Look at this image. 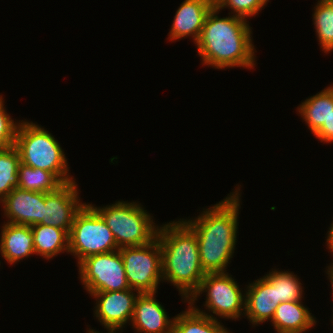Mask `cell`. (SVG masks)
I'll return each instance as SVG.
<instances>
[{"label":"cell","instance_id":"cell-1","mask_svg":"<svg viewBox=\"0 0 333 333\" xmlns=\"http://www.w3.org/2000/svg\"><path fill=\"white\" fill-rule=\"evenodd\" d=\"M239 192L206 209L195 220H183L196 234L204 272L224 273L232 258L238 230Z\"/></svg>","mask_w":333,"mask_h":333},{"label":"cell","instance_id":"cell-2","mask_svg":"<svg viewBox=\"0 0 333 333\" xmlns=\"http://www.w3.org/2000/svg\"><path fill=\"white\" fill-rule=\"evenodd\" d=\"M219 11L216 6L211 9L195 43L203 65L217 69L235 66L251 69L255 65V49L249 24L234 15L220 18Z\"/></svg>","mask_w":333,"mask_h":333},{"label":"cell","instance_id":"cell-3","mask_svg":"<svg viewBox=\"0 0 333 333\" xmlns=\"http://www.w3.org/2000/svg\"><path fill=\"white\" fill-rule=\"evenodd\" d=\"M157 237L162 253L163 280L176 286L188 301L206 274L200 262L196 234L180 219L161 226Z\"/></svg>","mask_w":333,"mask_h":333},{"label":"cell","instance_id":"cell-4","mask_svg":"<svg viewBox=\"0 0 333 333\" xmlns=\"http://www.w3.org/2000/svg\"><path fill=\"white\" fill-rule=\"evenodd\" d=\"M15 146L22 164L52 172L63 184L74 181L60 144L47 130L33 122L19 123Z\"/></svg>","mask_w":333,"mask_h":333},{"label":"cell","instance_id":"cell-5","mask_svg":"<svg viewBox=\"0 0 333 333\" xmlns=\"http://www.w3.org/2000/svg\"><path fill=\"white\" fill-rule=\"evenodd\" d=\"M89 205L112 231L118 248L143 246L157 238L159 226L154 225L151 215L136 202L118 201L103 208Z\"/></svg>","mask_w":333,"mask_h":333},{"label":"cell","instance_id":"cell-6","mask_svg":"<svg viewBox=\"0 0 333 333\" xmlns=\"http://www.w3.org/2000/svg\"><path fill=\"white\" fill-rule=\"evenodd\" d=\"M119 250L112 231L103 218L85 204L75 215L69 233V252L77 257L78 264L88 256Z\"/></svg>","mask_w":333,"mask_h":333},{"label":"cell","instance_id":"cell-7","mask_svg":"<svg viewBox=\"0 0 333 333\" xmlns=\"http://www.w3.org/2000/svg\"><path fill=\"white\" fill-rule=\"evenodd\" d=\"M126 278L137 293H156L163 280L162 253L158 237L143 246L119 248Z\"/></svg>","mask_w":333,"mask_h":333},{"label":"cell","instance_id":"cell-8","mask_svg":"<svg viewBox=\"0 0 333 333\" xmlns=\"http://www.w3.org/2000/svg\"><path fill=\"white\" fill-rule=\"evenodd\" d=\"M78 265L82 284L89 294L131 289L119 250L88 256Z\"/></svg>","mask_w":333,"mask_h":333},{"label":"cell","instance_id":"cell-9","mask_svg":"<svg viewBox=\"0 0 333 333\" xmlns=\"http://www.w3.org/2000/svg\"><path fill=\"white\" fill-rule=\"evenodd\" d=\"M207 292L206 308L213 314L227 319H238L245 311L246 295L228 273H207L196 293L188 300L194 305L200 293Z\"/></svg>","mask_w":333,"mask_h":333},{"label":"cell","instance_id":"cell-10","mask_svg":"<svg viewBox=\"0 0 333 333\" xmlns=\"http://www.w3.org/2000/svg\"><path fill=\"white\" fill-rule=\"evenodd\" d=\"M76 187L75 181H71L44 195L41 224L58 227L70 233L75 215L85 205L80 202Z\"/></svg>","mask_w":333,"mask_h":333},{"label":"cell","instance_id":"cell-11","mask_svg":"<svg viewBox=\"0 0 333 333\" xmlns=\"http://www.w3.org/2000/svg\"><path fill=\"white\" fill-rule=\"evenodd\" d=\"M133 289L113 292H95V316L106 329H121L131 321L137 296Z\"/></svg>","mask_w":333,"mask_h":333},{"label":"cell","instance_id":"cell-12","mask_svg":"<svg viewBox=\"0 0 333 333\" xmlns=\"http://www.w3.org/2000/svg\"><path fill=\"white\" fill-rule=\"evenodd\" d=\"M46 193L14 188L1 202L7 223L32 226L43 220Z\"/></svg>","mask_w":333,"mask_h":333},{"label":"cell","instance_id":"cell-13","mask_svg":"<svg viewBox=\"0 0 333 333\" xmlns=\"http://www.w3.org/2000/svg\"><path fill=\"white\" fill-rule=\"evenodd\" d=\"M215 6V0H184L175 13L169 32L171 41L192 36L197 42L206 17Z\"/></svg>","mask_w":333,"mask_h":333},{"label":"cell","instance_id":"cell-14","mask_svg":"<svg viewBox=\"0 0 333 333\" xmlns=\"http://www.w3.org/2000/svg\"><path fill=\"white\" fill-rule=\"evenodd\" d=\"M154 295L155 293H137L132 326L139 333H171L174 320L169 319Z\"/></svg>","mask_w":333,"mask_h":333},{"label":"cell","instance_id":"cell-15","mask_svg":"<svg viewBox=\"0 0 333 333\" xmlns=\"http://www.w3.org/2000/svg\"><path fill=\"white\" fill-rule=\"evenodd\" d=\"M247 288L243 315H246L253 325L272 320L277 308L276 288L264 277L249 284Z\"/></svg>","mask_w":333,"mask_h":333},{"label":"cell","instance_id":"cell-16","mask_svg":"<svg viewBox=\"0 0 333 333\" xmlns=\"http://www.w3.org/2000/svg\"><path fill=\"white\" fill-rule=\"evenodd\" d=\"M1 230L0 252L8 263L13 264L35 254L31 226L6 222Z\"/></svg>","mask_w":333,"mask_h":333},{"label":"cell","instance_id":"cell-17","mask_svg":"<svg viewBox=\"0 0 333 333\" xmlns=\"http://www.w3.org/2000/svg\"><path fill=\"white\" fill-rule=\"evenodd\" d=\"M270 322L277 333H304L316 324L315 318L301 301L280 303Z\"/></svg>","mask_w":333,"mask_h":333},{"label":"cell","instance_id":"cell-18","mask_svg":"<svg viewBox=\"0 0 333 333\" xmlns=\"http://www.w3.org/2000/svg\"><path fill=\"white\" fill-rule=\"evenodd\" d=\"M35 254L51 259L62 251L69 253V234L58 227L41 223L31 226Z\"/></svg>","mask_w":333,"mask_h":333},{"label":"cell","instance_id":"cell-19","mask_svg":"<svg viewBox=\"0 0 333 333\" xmlns=\"http://www.w3.org/2000/svg\"><path fill=\"white\" fill-rule=\"evenodd\" d=\"M173 318L171 333H229L213 315H207L193 305Z\"/></svg>","mask_w":333,"mask_h":333},{"label":"cell","instance_id":"cell-20","mask_svg":"<svg viewBox=\"0 0 333 333\" xmlns=\"http://www.w3.org/2000/svg\"><path fill=\"white\" fill-rule=\"evenodd\" d=\"M298 112L315 134L327 122L333 111V86L307 98L298 106Z\"/></svg>","mask_w":333,"mask_h":333},{"label":"cell","instance_id":"cell-21","mask_svg":"<svg viewBox=\"0 0 333 333\" xmlns=\"http://www.w3.org/2000/svg\"><path fill=\"white\" fill-rule=\"evenodd\" d=\"M63 183L52 173L40 168H32L22 163L18 167V188L22 190L49 193Z\"/></svg>","mask_w":333,"mask_h":333},{"label":"cell","instance_id":"cell-22","mask_svg":"<svg viewBox=\"0 0 333 333\" xmlns=\"http://www.w3.org/2000/svg\"><path fill=\"white\" fill-rule=\"evenodd\" d=\"M20 163V154L15 145L0 148V203L14 188H18Z\"/></svg>","mask_w":333,"mask_h":333},{"label":"cell","instance_id":"cell-23","mask_svg":"<svg viewBox=\"0 0 333 333\" xmlns=\"http://www.w3.org/2000/svg\"><path fill=\"white\" fill-rule=\"evenodd\" d=\"M272 287L276 288L277 306L282 302L301 301L302 287L297 276L287 271L272 270L269 274L263 276Z\"/></svg>","mask_w":333,"mask_h":333},{"label":"cell","instance_id":"cell-24","mask_svg":"<svg viewBox=\"0 0 333 333\" xmlns=\"http://www.w3.org/2000/svg\"><path fill=\"white\" fill-rule=\"evenodd\" d=\"M313 15L316 34L321 49L326 52L333 50V0L318 1Z\"/></svg>","mask_w":333,"mask_h":333},{"label":"cell","instance_id":"cell-25","mask_svg":"<svg viewBox=\"0 0 333 333\" xmlns=\"http://www.w3.org/2000/svg\"><path fill=\"white\" fill-rule=\"evenodd\" d=\"M269 0H215V6L220 10L224 7L232 9L234 16L251 17L256 14L267 4Z\"/></svg>","mask_w":333,"mask_h":333},{"label":"cell","instance_id":"cell-26","mask_svg":"<svg viewBox=\"0 0 333 333\" xmlns=\"http://www.w3.org/2000/svg\"><path fill=\"white\" fill-rule=\"evenodd\" d=\"M4 100L0 95V148L15 145L16 131L19 123H14L4 108Z\"/></svg>","mask_w":333,"mask_h":333},{"label":"cell","instance_id":"cell-27","mask_svg":"<svg viewBox=\"0 0 333 333\" xmlns=\"http://www.w3.org/2000/svg\"><path fill=\"white\" fill-rule=\"evenodd\" d=\"M314 135L321 140L320 142H333V111L327 122H324Z\"/></svg>","mask_w":333,"mask_h":333},{"label":"cell","instance_id":"cell-28","mask_svg":"<svg viewBox=\"0 0 333 333\" xmlns=\"http://www.w3.org/2000/svg\"><path fill=\"white\" fill-rule=\"evenodd\" d=\"M328 236H327V247L329 248L333 244V224H331V227L329 228Z\"/></svg>","mask_w":333,"mask_h":333},{"label":"cell","instance_id":"cell-29","mask_svg":"<svg viewBox=\"0 0 333 333\" xmlns=\"http://www.w3.org/2000/svg\"><path fill=\"white\" fill-rule=\"evenodd\" d=\"M330 278V282H331V288H332V294H333V268L331 266H328V270H327V273ZM333 321V320H332ZM333 323V322H332Z\"/></svg>","mask_w":333,"mask_h":333},{"label":"cell","instance_id":"cell-30","mask_svg":"<svg viewBox=\"0 0 333 333\" xmlns=\"http://www.w3.org/2000/svg\"><path fill=\"white\" fill-rule=\"evenodd\" d=\"M107 330L109 331L108 333H114V332L116 333L118 329H107ZM88 333H100V332L90 329Z\"/></svg>","mask_w":333,"mask_h":333},{"label":"cell","instance_id":"cell-31","mask_svg":"<svg viewBox=\"0 0 333 333\" xmlns=\"http://www.w3.org/2000/svg\"><path fill=\"white\" fill-rule=\"evenodd\" d=\"M329 249L331 250L330 252L333 253V244L329 247Z\"/></svg>","mask_w":333,"mask_h":333}]
</instances>
